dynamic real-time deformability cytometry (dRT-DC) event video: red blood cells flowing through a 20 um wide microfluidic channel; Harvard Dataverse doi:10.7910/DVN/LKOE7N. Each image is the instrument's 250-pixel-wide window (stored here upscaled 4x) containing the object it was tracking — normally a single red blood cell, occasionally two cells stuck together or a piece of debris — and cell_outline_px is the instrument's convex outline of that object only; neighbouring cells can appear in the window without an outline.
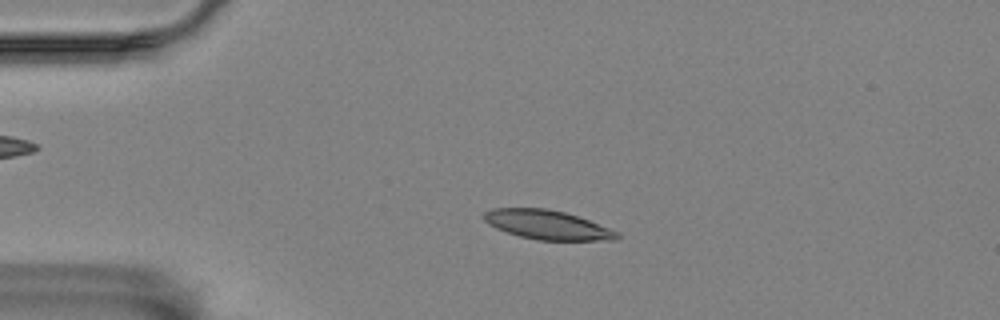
{"species": "Egyptian fruit bat (a non-hibernating species)", "species_latin": "Rousettus aegyptiacus", "temperature_condition": "room temperature", "stored_images_in_passage": 4, "camera_frame_rate_fps": 3000, "um_per_image_px": 0.085, "animal": {"sex": "female"}, "frame": {"image": 1, "passage_image": 3, "time_ms": 2.667, "image_size_px": [1000, 320], "cell_outline_px": [[620, 236], [616, 240], [536, 240], [520, 236], [496, 228], [488, 224], [480, 216], [484, 212], [492, 208], [548, 208], [564, 212], [588, 220], [620, 232]], "centroid_in_image_um": [46.5, 19.1], "position_along_channel_um": 38.5, "area_um2": 22.66}}
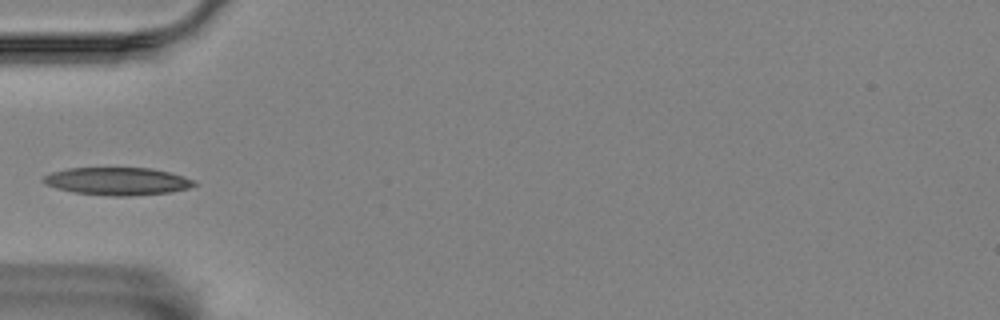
{"frame": {"image": 2, "passage_image": 4, "time_ms": 4.667, "image_size_px": [1000, 320], "cell_outline_px": [[196, 184], [188, 188], [172, 192], [132, 196], [112, 196], [76, 192], [56, 188], [44, 184], [40, 180], [44, 176], [52, 172], [68, 168], [152, 168], [184, 176], [192, 180]], "centroid_in_image_um": [9.96, 15.4], "position_along_channel_um": 75.0, "area_um2": 24.28}}